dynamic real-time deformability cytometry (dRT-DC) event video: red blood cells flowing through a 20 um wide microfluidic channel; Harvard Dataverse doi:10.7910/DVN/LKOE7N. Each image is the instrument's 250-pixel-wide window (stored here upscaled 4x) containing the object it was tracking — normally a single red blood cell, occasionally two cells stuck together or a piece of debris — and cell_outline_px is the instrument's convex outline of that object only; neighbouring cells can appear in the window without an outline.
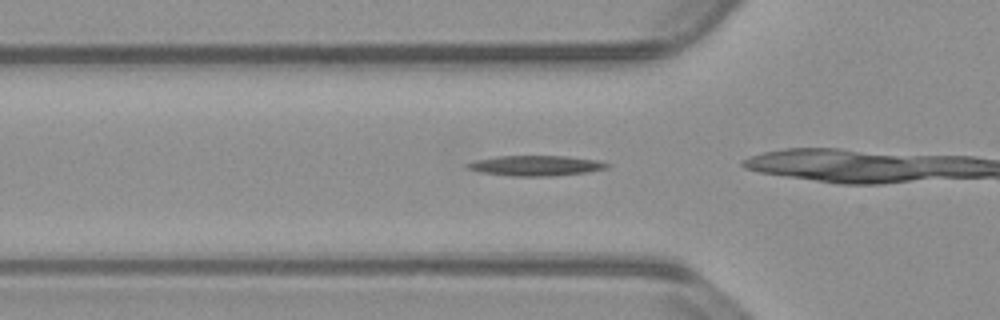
{"species": "common noctule bat (a hibernating species)", "species_latin": "Nyctalus noctula", "temperature_condition": "warm", "stored_images_in_passage": 17, "camera_frame_rate_fps": 3000, "um_per_image_px": 0.085, "animal": {"sex": "male", "body_mass_g": 23.1, "forearm_length_mm": 52.7}, "frame": {"image": 1, "passage_image": 12, "time_ms": 3.667, "image_size_px": [1000, 320], "cell_outline_px": [[612, 164], [608, 168], [588, 172], [552, 176], [512, 176], [480, 172], [468, 168], [464, 164], [476, 160], [496, 156], [568, 156], [600, 160]], "centroid_in_image_um": [45.6, 14.07], "position_along_channel_um": 80.2, "area_um2": 16.65}}
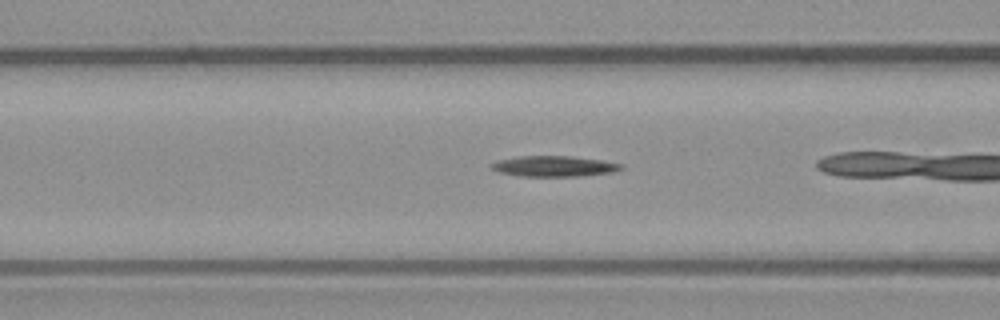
{"frame": {"image": 2, "passage_image": 15, "time_ms": 4.667, "image_size_px": [1000, 320], "cell_outline_px": [[624, 168], [612, 172], [580, 176], [520, 176], [500, 172], [492, 168], [492, 164], [500, 160], [520, 156], [568, 156], [604, 160], [624, 164]], "centroid_in_image_um": [47.18, 14.13], "position_along_channel_um": 119.4, "area_um2": 15.43}}